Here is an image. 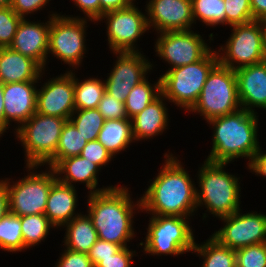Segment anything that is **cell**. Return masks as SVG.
<instances>
[{
  "label": "cell",
  "mask_w": 266,
  "mask_h": 267,
  "mask_svg": "<svg viewBox=\"0 0 266 267\" xmlns=\"http://www.w3.org/2000/svg\"><path fill=\"white\" fill-rule=\"evenodd\" d=\"M165 158L163 168L140 198L141 210L152 215L190 217L197 208L196 187L177 157L165 153Z\"/></svg>",
  "instance_id": "obj_1"
},
{
  "label": "cell",
  "mask_w": 266,
  "mask_h": 267,
  "mask_svg": "<svg viewBox=\"0 0 266 267\" xmlns=\"http://www.w3.org/2000/svg\"><path fill=\"white\" fill-rule=\"evenodd\" d=\"M88 198V216L97 230L98 239L127 247V242L135 234L132 227L133 210L136 206L141 209V199L135 205L126 186H114L89 194Z\"/></svg>",
  "instance_id": "obj_2"
},
{
  "label": "cell",
  "mask_w": 266,
  "mask_h": 267,
  "mask_svg": "<svg viewBox=\"0 0 266 267\" xmlns=\"http://www.w3.org/2000/svg\"><path fill=\"white\" fill-rule=\"evenodd\" d=\"M258 116L255 112L240 109L229 115L213 118V145L206 160L230 163L240 157L253 158L260 148L257 141Z\"/></svg>",
  "instance_id": "obj_3"
},
{
  "label": "cell",
  "mask_w": 266,
  "mask_h": 267,
  "mask_svg": "<svg viewBox=\"0 0 266 267\" xmlns=\"http://www.w3.org/2000/svg\"><path fill=\"white\" fill-rule=\"evenodd\" d=\"M227 164L205 160L198 174L201 191L196 189L197 207L205 205L219 219L241 210L239 178L224 171Z\"/></svg>",
  "instance_id": "obj_4"
},
{
  "label": "cell",
  "mask_w": 266,
  "mask_h": 267,
  "mask_svg": "<svg viewBox=\"0 0 266 267\" xmlns=\"http://www.w3.org/2000/svg\"><path fill=\"white\" fill-rule=\"evenodd\" d=\"M218 63L217 51L185 66L168 69L161 78V93L166 100L190 110L196 103L211 69Z\"/></svg>",
  "instance_id": "obj_5"
},
{
  "label": "cell",
  "mask_w": 266,
  "mask_h": 267,
  "mask_svg": "<svg viewBox=\"0 0 266 267\" xmlns=\"http://www.w3.org/2000/svg\"><path fill=\"white\" fill-rule=\"evenodd\" d=\"M240 109L235 70L218 62L209 72L196 103L189 111L198 112L209 121Z\"/></svg>",
  "instance_id": "obj_6"
},
{
  "label": "cell",
  "mask_w": 266,
  "mask_h": 267,
  "mask_svg": "<svg viewBox=\"0 0 266 267\" xmlns=\"http://www.w3.org/2000/svg\"><path fill=\"white\" fill-rule=\"evenodd\" d=\"M67 119L35 113L24 122L17 132L16 138L25 148L26 168L35 169L46 164L56 153L60 135Z\"/></svg>",
  "instance_id": "obj_7"
},
{
  "label": "cell",
  "mask_w": 266,
  "mask_h": 267,
  "mask_svg": "<svg viewBox=\"0 0 266 267\" xmlns=\"http://www.w3.org/2000/svg\"><path fill=\"white\" fill-rule=\"evenodd\" d=\"M150 218L144 246L151 255H179L194 248L195 238L188 217L153 215Z\"/></svg>",
  "instance_id": "obj_8"
},
{
  "label": "cell",
  "mask_w": 266,
  "mask_h": 267,
  "mask_svg": "<svg viewBox=\"0 0 266 267\" xmlns=\"http://www.w3.org/2000/svg\"><path fill=\"white\" fill-rule=\"evenodd\" d=\"M232 34L221 50L217 52L218 62L232 70L261 63L266 60L263 30L259 20L231 26ZM223 55V56H222ZM237 66H236V64Z\"/></svg>",
  "instance_id": "obj_9"
},
{
  "label": "cell",
  "mask_w": 266,
  "mask_h": 267,
  "mask_svg": "<svg viewBox=\"0 0 266 267\" xmlns=\"http://www.w3.org/2000/svg\"><path fill=\"white\" fill-rule=\"evenodd\" d=\"M40 174L30 171V174L17 183L10 185V181L2 180L8 189L9 212L15 216L44 214L46 202L52 184L57 180L53 168Z\"/></svg>",
  "instance_id": "obj_10"
},
{
  "label": "cell",
  "mask_w": 266,
  "mask_h": 267,
  "mask_svg": "<svg viewBox=\"0 0 266 267\" xmlns=\"http://www.w3.org/2000/svg\"><path fill=\"white\" fill-rule=\"evenodd\" d=\"M48 40V54L65 64L79 66L85 53L86 19L52 14Z\"/></svg>",
  "instance_id": "obj_11"
},
{
  "label": "cell",
  "mask_w": 266,
  "mask_h": 267,
  "mask_svg": "<svg viewBox=\"0 0 266 267\" xmlns=\"http://www.w3.org/2000/svg\"><path fill=\"white\" fill-rule=\"evenodd\" d=\"M107 21L109 48L115 52H138L134 43L149 30L147 17L132 3L130 6L109 11L100 17Z\"/></svg>",
  "instance_id": "obj_12"
},
{
  "label": "cell",
  "mask_w": 266,
  "mask_h": 267,
  "mask_svg": "<svg viewBox=\"0 0 266 267\" xmlns=\"http://www.w3.org/2000/svg\"><path fill=\"white\" fill-rule=\"evenodd\" d=\"M226 224L212 234L220 244L238 250L243 247L266 243V215L250 212L242 215L240 211L220 218Z\"/></svg>",
  "instance_id": "obj_13"
},
{
  "label": "cell",
  "mask_w": 266,
  "mask_h": 267,
  "mask_svg": "<svg viewBox=\"0 0 266 267\" xmlns=\"http://www.w3.org/2000/svg\"><path fill=\"white\" fill-rule=\"evenodd\" d=\"M197 33L188 31H166L160 33L155 44L156 52L171 68L185 66L203 59L211 48Z\"/></svg>",
  "instance_id": "obj_14"
},
{
  "label": "cell",
  "mask_w": 266,
  "mask_h": 267,
  "mask_svg": "<svg viewBox=\"0 0 266 267\" xmlns=\"http://www.w3.org/2000/svg\"><path fill=\"white\" fill-rule=\"evenodd\" d=\"M118 60L105 82V91L125 102L131 89L143 81L152 64L140 52H115Z\"/></svg>",
  "instance_id": "obj_15"
},
{
  "label": "cell",
  "mask_w": 266,
  "mask_h": 267,
  "mask_svg": "<svg viewBox=\"0 0 266 267\" xmlns=\"http://www.w3.org/2000/svg\"><path fill=\"white\" fill-rule=\"evenodd\" d=\"M75 110L72 71L48 80L41 90H37V113L69 120Z\"/></svg>",
  "instance_id": "obj_16"
},
{
  "label": "cell",
  "mask_w": 266,
  "mask_h": 267,
  "mask_svg": "<svg viewBox=\"0 0 266 267\" xmlns=\"http://www.w3.org/2000/svg\"><path fill=\"white\" fill-rule=\"evenodd\" d=\"M146 9L148 27L158 33L188 31L194 23L192 0H150Z\"/></svg>",
  "instance_id": "obj_17"
},
{
  "label": "cell",
  "mask_w": 266,
  "mask_h": 267,
  "mask_svg": "<svg viewBox=\"0 0 266 267\" xmlns=\"http://www.w3.org/2000/svg\"><path fill=\"white\" fill-rule=\"evenodd\" d=\"M37 81L14 82L3 84L4 132L11 121L20 125L36 113Z\"/></svg>",
  "instance_id": "obj_18"
},
{
  "label": "cell",
  "mask_w": 266,
  "mask_h": 267,
  "mask_svg": "<svg viewBox=\"0 0 266 267\" xmlns=\"http://www.w3.org/2000/svg\"><path fill=\"white\" fill-rule=\"evenodd\" d=\"M50 27L51 17L47 23L30 22L24 18L19 22L13 42L9 47L32 58L45 69Z\"/></svg>",
  "instance_id": "obj_19"
},
{
  "label": "cell",
  "mask_w": 266,
  "mask_h": 267,
  "mask_svg": "<svg viewBox=\"0 0 266 267\" xmlns=\"http://www.w3.org/2000/svg\"><path fill=\"white\" fill-rule=\"evenodd\" d=\"M241 109L254 112L256 107L266 110V60L235 70Z\"/></svg>",
  "instance_id": "obj_20"
},
{
  "label": "cell",
  "mask_w": 266,
  "mask_h": 267,
  "mask_svg": "<svg viewBox=\"0 0 266 267\" xmlns=\"http://www.w3.org/2000/svg\"><path fill=\"white\" fill-rule=\"evenodd\" d=\"M42 70L44 69L32 58L10 47L0 48V82L2 84L41 80Z\"/></svg>",
  "instance_id": "obj_21"
},
{
  "label": "cell",
  "mask_w": 266,
  "mask_h": 267,
  "mask_svg": "<svg viewBox=\"0 0 266 267\" xmlns=\"http://www.w3.org/2000/svg\"><path fill=\"white\" fill-rule=\"evenodd\" d=\"M77 194L75 187L64 184L58 179L52 184L46 202L45 215L54 227H63L69 223L75 215L77 206Z\"/></svg>",
  "instance_id": "obj_22"
},
{
  "label": "cell",
  "mask_w": 266,
  "mask_h": 267,
  "mask_svg": "<svg viewBox=\"0 0 266 267\" xmlns=\"http://www.w3.org/2000/svg\"><path fill=\"white\" fill-rule=\"evenodd\" d=\"M55 173L57 174V179L67 185L74 186L72 183L81 182L86 183V187L90 190V194L95 192H101L112 188L109 186L106 188H97L98 186V169H101L97 164L78 156H71L65 159H62L54 168ZM61 174L63 177H58ZM94 189V190H93Z\"/></svg>",
  "instance_id": "obj_23"
},
{
  "label": "cell",
  "mask_w": 266,
  "mask_h": 267,
  "mask_svg": "<svg viewBox=\"0 0 266 267\" xmlns=\"http://www.w3.org/2000/svg\"><path fill=\"white\" fill-rule=\"evenodd\" d=\"M163 100H165V97L161 94L142 112L131 118L134 141L150 139V137L152 138L166 129L168 113Z\"/></svg>",
  "instance_id": "obj_24"
},
{
  "label": "cell",
  "mask_w": 266,
  "mask_h": 267,
  "mask_svg": "<svg viewBox=\"0 0 266 267\" xmlns=\"http://www.w3.org/2000/svg\"><path fill=\"white\" fill-rule=\"evenodd\" d=\"M65 227H67V232H65L64 245L71 251L88 253L98 240L97 230L88 214L83 215L80 213V215L65 224Z\"/></svg>",
  "instance_id": "obj_25"
},
{
  "label": "cell",
  "mask_w": 266,
  "mask_h": 267,
  "mask_svg": "<svg viewBox=\"0 0 266 267\" xmlns=\"http://www.w3.org/2000/svg\"><path fill=\"white\" fill-rule=\"evenodd\" d=\"M97 140L115 156L133 142L131 119L105 120Z\"/></svg>",
  "instance_id": "obj_26"
},
{
  "label": "cell",
  "mask_w": 266,
  "mask_h": 267,
  "mask_svg": "<svg viewBox=\"0 0 266 267\" xmlns=\"http://www.w3.org/2000/svg\"><path fill=\"white\" fill-rule=\"evenodd\" d=\"M205 244H194L192 253L203 257L202 267H236L235 250L220 244L211 236Z\"/></svg>",
  "instance_id": "obj_27"
},
{
  "label": "cell",
  "mask_w": 266,
  "mask_h": 267,
  "mask_svg": "<svg viewBox=\"0 0 266 267\" xmlns=\"http://www.w3.org/2000/svg\"><path fill=\"white\" fill-rule=\"evenodd\" d=\"M87 141L78 132L70 120L63 126L55 155L47 162L49 168H54L62 159L80 155Z\"/></svg>",
  "instance_id": "obj_28"
},
{
  "label": "cell",
  "mask_w": 266,
  "mask_h": 267,
  "mask_svg": "<svg viewBox=\"0 0 266 267\" xmlns=\"http://www.w3.org/2000/svg\"><path fill=\"white\" fill-rule=\"evenodd\" d=\"M153 85V86H152ZM149 83L145 78L131 89L125 100L127 117L131 119L142 112L150 103L157 99L161 93V78L156 84Z\"/></svg>",
  "instance_id": "obj_29"
},
{
  "label": "cell",
  "mask_w": 266,
  "mask_h": 267,
  "mask_svg": "<svg viewBox=\"0 0 266 267\" xmlns=\"http://www.w3.org/2000/svg\"><path fill=\"white\" fill-rule=\"evenodd\" d=\"M105 92V82L89 78L83 82L74 74V105L76 109H97Z\"/></svg>",
  "instance_id": "obj_30"
},
{
  "label": "cell",
  "mask_w": 266,
  "mask_h": 267,
  "mask_svg": "<svg viewBox=\"0 0 266 267\" xmlns=\"http://www.w3.org/2000/svg\"><path fill=\"white\" fill-rule=\"evenodd\" d=\"M69 120L87 142L97 140L105 121L98 109H76Z\"/></svg>",
  "instance_id": "obj_31"
},
{
  "label": "cell",
  "mask_w": 266,
  "mask_h": 267,
  "mask_svg": "<svg viewBox=\"0 0 266 267\" xmlns=\"http://www.w3.org/2000/svg\"><path fill=\"white\" fill-rule=\"evenodd\" d=\"M0 248L8 252L24 249L21 219L10 212L0 220Z\"/></svg>",
  "instance_id": "obj_32"
},
{
  "label": "cell",
  "mask_w": 266,
  "mask_h": 267,
  "mask_svg": "<svg viewBox=\"0 0 266 267\" xmlns=\"http://www.w3.org/2000/svg\"><path fill=\"white\" fill-rule=\"evenodd\" d=\"M20 219L24 249L35 246L41 240L43 241L50 228H54L45 214L26 215L20 217Z\"/></svg>",
  "instance_id": "obj_33"
},
{
  "label": "cell",
  "mask_w": 266,
  "mask_h": 267,
  "mask_svg": "<svg viewBox=\"0 0 266 267\" xmlns=\"http://www.w3.org/2000/svg\"><path fill=\"white\" fill-rule=\"evenodd\" d=\"M194 22L198 19L208 26L225 25L224 0H192Z\"/></svg>",
  "instance_id": "obj_34"
},
{
  "label": "cell",
  "mask_w": 266,
  "mask_h": 267,
  "mask_svg": "<svg viewBox=\"0 0 266 267\" xmlns=\"http://www.w3.org/2000/svg\"><path fill=\"white\" fill-rule=\"evenodd\" d=\"M236 267H266V243L235 250Z\"/></svg>",
  "instance_id": "obj_35"
},
{
  "label": "cell",
  "mask_w": 266,
  "mask_h": 267,
  "mask_svg": "<svg viewBox=\"0 0 266 267\" xmlns=\"http://www.w3.org/2000/svg\"><path fill=\"white\" fill-rule=\"evenodd\" d=\"M225 24L230 26L253 21L250 0H224Z\"/></svg>",
  "instance_id": "obj_36"
},
{
  "label": "cell",
  "mask_w": 266,
  "mask_h": 267,
  "mask_svg": "<svg viewBox=\"0 0 266 267\" xmlns=\"http://www.w3.org/2000/svg\"><path fill=\"white\" fill-rule=\"evenodd\" d=\"M22 18L11 7H0V48L9 47Z\"/></svg>",
  "instance_id": "obj_37"
},
{
  "label": "cell",
  "mask_w": 266,
  "mask_h": 267,
  "mask_svg": "<svg viewBox=\"0 0 266 267\" xmlns=\"http://www.w3.org/2000/svg\"><path fill=\"white\" fill-rule=\"evenodd\" d=\"M97 109L105 120L129 119L127 117L125 103L117 100L106 91Z\"/></svg>",
  "instance_id": "obj_38"
},
{
  "label": "cell",
  "mask_w": 266,
  "mask_h": 267,
  "mask_svg": "<svg viewBox=\"0 0 266 267\" xmlns=\"http://www.w3.org/2000/svg\"><path fill=\"white\" fill-rule=\"evenodd\" d=\"M80 156L97 164L100 168L113 159V156L98 140L87 142L86 146L81 151Z\"/></svg>",
  "instance_id": "obj_39"
},
{
  "label": "cell",
  "mask_w": 266,
  "mask_h": 267,
  "mask_svg": "<svg viewBox=\"0 0 266 267\" xmlns=\"http://www.w3.org/2000/svg\"><path fill=\"white\" fill-rule=\"evenodd\" d=\"M122 248L123 247L118 244L98 239L87 254L95 267L100 261H102V259L112 257Z\"/></svg>",
  "instance_id": "obj_40"
},
{
  "label": "cell",
  "mask_w": 266,
  "mask_h": 267,
  "mask_svg": "<svg viewBox=\"0 0 266 267\" xmlns=\"http://www.w3.org/2000/svg\"><path fill=\"white\" fill-rule=\"evenodd\" d=\"M56 267H94L87 253L74 252L65 249Z\"/></svg>",
  "instance_id": "obj_41"
},
{
  "label": "cell",
  "mask_w": 266,
  "mask_h": 267,
  "mask_svg": "<svg viewBox=\"0 0 266 267\" xmlns=\"http://www.w3.org/2000/svg\"><path fill=\"white\" fill-rule=\"evenodd\" d=\"M133 250L123 247L112 257L102 259L95 267H131Z\"/></svg>",
  "instance_id": "obj_42"
},
{
  "label": "cell",
  "mask_w": 266,
  "mask_h": 267,
  "mask_svg": "<svg viewBox=\"0 0 266 267\" xmlns=\"http://www.w3.org/2000/svg\"><path fill=\"white\" fill-rule=\"evenodd\" d=\"M49 1L50 0H13L11 9L24 19L25 15L42 9Z\"/></svg>",
  "instance_id": "obj_43"
},
{
  "label": "cell",
  "mask_w": 266,
  "mask_h": 267,
  "mask_svg": "<svg viewBox=\"0 0 266 267\" xmlns=\"http://www.w3.org/2000/svg\"><path fill=\"white\" fill-rule=\"evenodd\" d=\"M76 6L87 15V19L98 21L101 17V3L100 0H73Z\"/></svg>",
  "instance_id": "obj_44"
},
{
  "label": "cell",
  "mask_w": 266,
  "mask_h": 267,
  "mask_svg": "<svg viewBox=\"0 0 266 267\" xmlns=\"http://www.w3.org/2000/svg\"><path fill=\"white\" fill-rule=\"evenodd\" d=\"M248 169L257 175L266 176V153L263 154L261 148L258 149L250 160V163H248Z\"/></svg>",
  "instance_id": "obj_45"
},
{
  "label": "cell",
  "mask_w": 266,
  "mask_h": 267,
  "mask_svg": "<svg viewBox=\"0 0 266 267\" xmlns=\"http://www.w3.org/2000/svg\"><path fill=\"white\" fill-rule=\"evenodd\" d=\"M135 0H100L101 16L109 11L119 10L130 6Z\"/></svg>",
  "instance_id": "obj_46"
},
{
  "label": "cell",
  "mask_w": 266,
  "mask_h": 267,
  "mask_svg": "<svg viewBox=\"0 0 266 267\" xmlns=\"http://www.w3.org/2000/svg\"><path fill=\"white\" fill-rule=\"evenodd\" d=\"M9 212V194L6 184L0 180V220Z\"/></svg>",
  "instance_id": "obj_47"
},
{
  "label": "cell",
  "mask_w": 266,
  "mask_h": 267,
  "mask_svg": "<svg viewBox=\"0 0 266 267\" xmlns=\"http://www.w3.org/2000/svg\"><path fill=\"white\" fill-rule=\"evenodd\" d=\"M254 20L266 18V0H250Z\"/></svg>",
  "instance_id": "obj_48"
},
{
  "label": "cell",
  "mask_w": 266,
  "mask_h": 267,
  "mask_svg": "<svg viewBox=\"0 0 266 267\" xmlns=\"http://www.w3.org/2000/svg\"><path fill=\"white\" fill-rule=\"evenodd\" d=\"M4 133V100L3 84L0 82V136Z\"/></svg>",
  "instance_id": "obj_49"
},
{
  "label": "cell",
  "mask_w": 266,
  "mask_h": 267,
  "mask_svg": "<svg viewBox=\"0 0 266 267\" xmlns=\"http://www.w3.org/2000/svg\"><path fill=\"white\" fill-rule=\"evenodd\" d=\"M263 30L264 48L266 52V18L259 20Z\"/></svg>",
  "instance_id": "obj_50"
},
{
  "label": "cell",
  "mask_w": 266,
  "mask_h": 267,
  "mask_svg": "<svg viewBox=\"0 0 266 267\" xmlns=\"http://www.w3.org/2000/svg\"><path fill=\"white\" fill-rule=\"evenodd\" d=\"M13 0H0V7H11Z\"/></svg>",
  "instance_id": "obj_51"
}]
</instances>
